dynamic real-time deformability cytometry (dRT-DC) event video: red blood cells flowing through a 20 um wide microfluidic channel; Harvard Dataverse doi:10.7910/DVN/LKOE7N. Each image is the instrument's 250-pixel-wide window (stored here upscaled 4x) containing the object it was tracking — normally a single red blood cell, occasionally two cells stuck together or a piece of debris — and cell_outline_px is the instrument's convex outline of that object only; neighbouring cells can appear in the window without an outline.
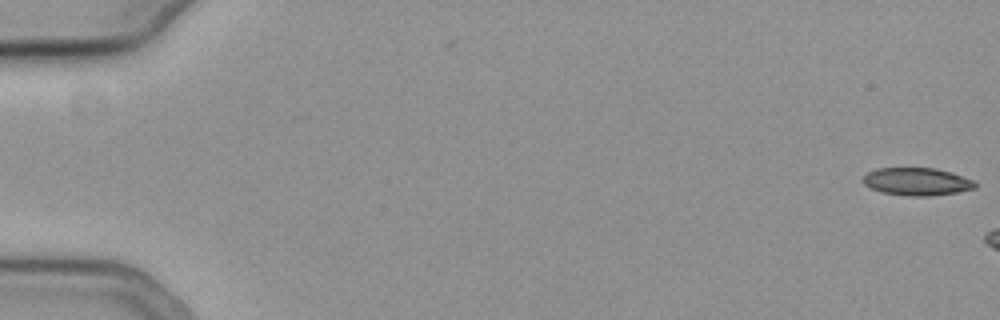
{"species": "common noctule bat (a hibernating species)", "species_latin": "Nyctalus noctula", "temperature_condition": "cold", "stored_images_in_passage": 8, "camera_frame_rate_fps": 3000, "um_per_image_px": 0.085, "animal": {"sex": "female", "body_mass_g": 19.3, "forearm_length_mm": 54.1}, "frame": {"image": 1, "passage_image": 1, "time_ms": 0.0, "image_size_px": [1000, 320], "cell_outline_px": [[976, 188], [956, 192], [928, 196], [908, 196], [880, 192], [864, 184], [864, 176], [868, 172], [876, 168], [936, 168], [972, 180], [976, 184]], "centroid_in_image_um": [77.9, 15.44], "position_along_channel_um": 7.1, "area_um2": 17.8}}